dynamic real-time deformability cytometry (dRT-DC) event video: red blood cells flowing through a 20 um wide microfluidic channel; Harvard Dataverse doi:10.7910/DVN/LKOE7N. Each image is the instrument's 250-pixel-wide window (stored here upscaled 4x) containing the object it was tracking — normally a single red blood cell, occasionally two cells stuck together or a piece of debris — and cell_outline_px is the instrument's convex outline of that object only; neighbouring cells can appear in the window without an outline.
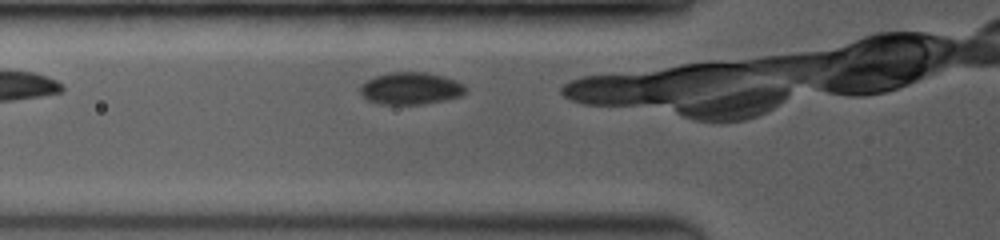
{"species": "common noctule bat (a hibernating species)", "species_latin": "Nyctalus noctula", "temperature_condition": "room temperature", "stored_images_in_passage": 6, "camera_frame_rate_fps": 3500, "um_per_image_px": 0.085, "animal": {"sex": "female", "body_mass_g": 19.0, "forearm_length_mm": 53.3}, "frame": {"image": 1, "passage_image": 2, "time_ms": 0.571, "image_size_px": [1000, 240], "cell_outline_px": [[468, 88], [460, 96], [444, 100], [424, 104], [380, 104], [368, 100], [360, 92], [360, 84], [376, 76], [388, 72], [428, 72], [444, 76], [456, 80], [464, 84]], "centroid_in_image_um": [34.93, 7.5], "position_along_channel_um": 90.9, "area_um2": 19.83}}
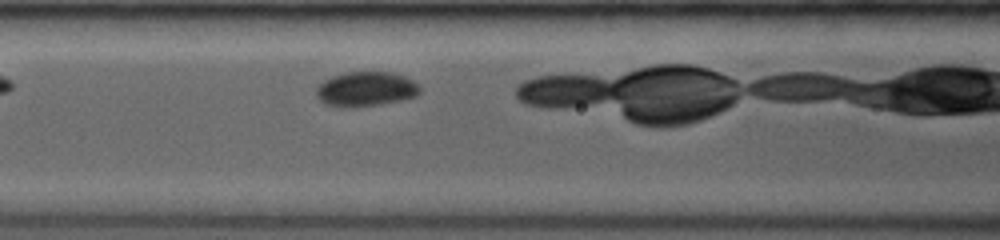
{"frame": {"image": 2, "passage_image": 4, "time_ms": 1.714, "image_size_px": [1000, 240], "cell_outline_px": [[420, 92], [416, 96], [400, 100], [380, 104], [348, 108], [340, 108], [324, 104], [316, 96], [316, 88], [324, 80], [332, 76], [344, 72], [392, 72], [404, 76], [412, 80], [420, 88]], "centroid_in_image_um": [31.05, 7.58], "position_along_channel_um": 135.5, "area_um2": 21.04}}